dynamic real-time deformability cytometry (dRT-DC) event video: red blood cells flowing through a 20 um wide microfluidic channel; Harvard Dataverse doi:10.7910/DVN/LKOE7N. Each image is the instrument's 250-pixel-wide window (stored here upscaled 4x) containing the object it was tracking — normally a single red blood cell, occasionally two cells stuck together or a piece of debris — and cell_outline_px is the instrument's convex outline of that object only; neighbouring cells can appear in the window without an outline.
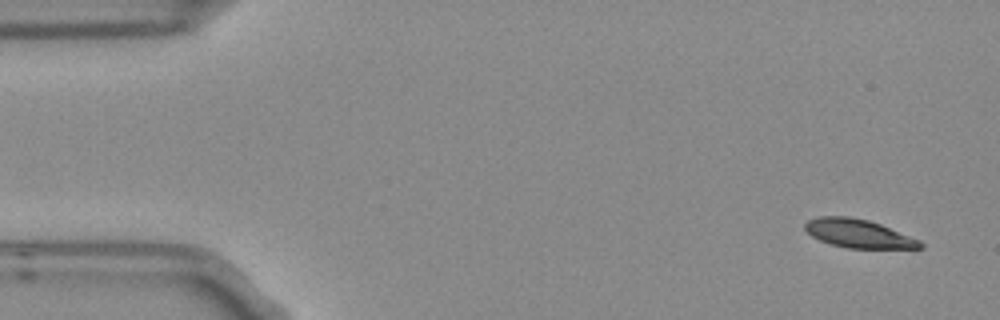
{"species": "Egyptian fruit bat (a non-hibernating species)", "species_latin": "Rousettus aegyptiacus", "temperature_condition": "room temperature", "stored_images_in_passage": 5, "camera_frame_rate_fps": 3000, "um_per_image_px": 0.085, "frame": {"image": 1, "passage_image": 1, "time_ms": 0.0, "image_size_px": [1000, 320], "cell_outline_px": [[924, 248], [848, 248], [832, 244], [820, 240], [812, 236], [804, 228], [804, 224], [808, 220], [816, 216], [848, 216], [868, 220], [880, 224], [920, 240], [924, 244]], "centroid_in_image_um": [72.96, 19.84], "position_along_channel_um": 12.0, "area_um2": 19.02}}
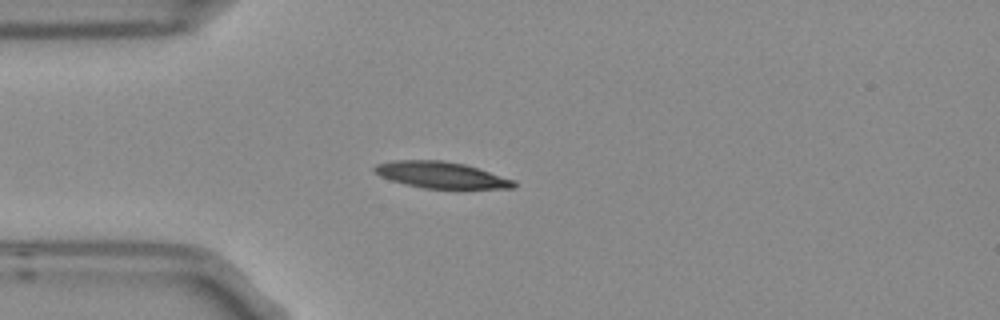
{"frame": {"image": 2, "passage_image": 4, "time_ms": 1.0, "image_size_px": [1000, 320], "cell_outline_px": [[516, 188], [424, 188], [392, 180], [380, 176], [372, 168], [376, 164], [392, 160], [444, 160], [464, 164], [516, 180]], "centroid_in_image_um": [37.51, 14.86], "position_along_channel_um": 47.5, "area_um2": 21.21}}